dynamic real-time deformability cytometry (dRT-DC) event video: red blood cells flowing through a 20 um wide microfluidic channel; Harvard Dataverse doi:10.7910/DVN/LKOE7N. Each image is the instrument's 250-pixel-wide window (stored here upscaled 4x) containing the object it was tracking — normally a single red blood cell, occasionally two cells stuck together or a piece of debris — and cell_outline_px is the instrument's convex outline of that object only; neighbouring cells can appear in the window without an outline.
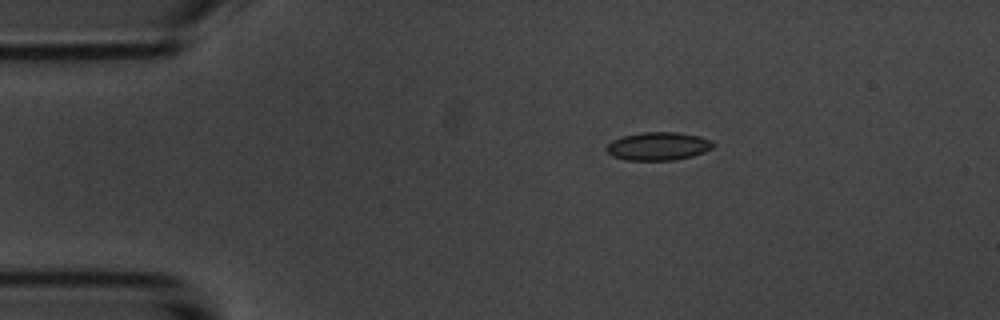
{"species": "common noctule bat (a hibernating species)", "species_latin": "Nyctalus noctula", "temperature_condition": "room temperature", "stored_images_in_passage": 3, "camera_frame_rate_fps": 3000, "um_per_image_px": 0.085, "animal": {"sex": "male", "body_mass_g": 20.1, "forearm_length_mm": 53.5}, "frame": {"image": 1, "passage_image": 3, "time_ms": 2.667, "image_size_px": [1000, 320], "cell_outline_px": [[716, 144], [712, 148], [704, 152], [692, 156], [672, 160], [624, 160], [612, 156], [604, 148], [612, 140], [624, 136], [644, 132], [676, 132], [696, 136], [712, 140]], "centroid_in_image_um": [55.94, 12.43], "position_along_channel_um": 29.1, "area_um2": 17.46}}